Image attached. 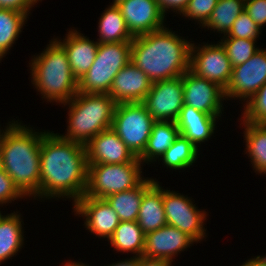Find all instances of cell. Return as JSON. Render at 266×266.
I'll return each mask as SVG.
<instances>
[{
	"label": "cell",
	"instance_id": "6da1fadb",
	"mask_svg": "<svg viewBox=\"0 0 266 266\" xmlns=\"http://www.w3.org/2000/svg\"><path fill=\"white\" fill-rule=\"evenodd\" d=\"M88 164L84 145L54 133L43 132L40 148V194L36 198H69L85 195Z\"/></svg>",
	"mask_w": 266,
	"mask_h": 266
},
{
	"label": "cell",
	"instance_id": "7a4b0ae2",
	"mask_svg": "<svg viewBox=\"0 0 266 266\" xmlns=\"http://www.w3.org/2000/svg\"><path fill=\"white\" fill-rule=\"evenodd\" d=\"M190 42L165 26L134 37L131 62L152 82L180 77L189 70Z\"/></svg>",
	"mask_w": 266,
	"mask_h": 266
},
{
	"label": "cell",
	"instance_id": "3957f363",
	"mask_svg": "<svg viewBox=\"0 0 266 266\" xmlns=\"http://www.w3.org/2000/svg\"><path fill=\"white\" fill-rule=\"evenodd\" d=\"M17 122V123H16ZM0 140V167L26 197L40 194V148L43 132L9 121ZM26 126V127H25Z\"/></svg>",
	"mask_w": 266,
	"mask_h": 266
},
{
	"label": "cell",
	"instance_id": "277c9868",
	"mask_svg": "<svg viewBox=\"0 0 266 266\" xmlns=\"http://www.w3.org/2000/svg\"><path fill=\"white\" fill-rule=\"evenodd\" d=\"M42 53L29 63L31 83L46 102L64 104L78 93V80L74 77L64 48L51 39Z\"/></svg>",
	"mask_w": 266,
	"mask_h": 266
},
{
	"label": "cell",
	"instance_id": "5b68a950",
	"mask_svg": "<svg viewBox=\"0 0 266 266\" xmlns=\"http://www.w3.org/2000/svg\"><path fill=\"white\" fill-rule=\"evenodd\" d=\"M68 125L61 137L86 145L98 133L112 127L116 101L109 94L78 92L67 103Z\"/></svg>",
	"mask_w": 266,
	"mask_h": 266
},
{
	"label": "cell",
	"instance_id": "8992f818",
	"mask_svg": "<svg viewBox=\"0 0 266 266\" xmlns=\"http://www.w3.org/2000/svg\"><path fill=\"white\" fill-rule=\"evenodd\" d=\"M131 61V42L99 43L96 58L78 80V92L108 94L114 77Z\"/></svg>",
	"mask_w": 266,
	"mask_h": 266
},
{
	"label": "cell",
	"instance_id": "52a82bcc",
	"mask_svg": "<svg viewBox=\"0 0 266 266\" xmlns=\"http://www.w3.org/2000/svg\"><path fill=\"white\" fill-rule=\"evenodd\" d=\"M142 165L138 157L128 163L88 164L85 196L105 199L137 187L145 179Z\"/></svg>",
	"mask_w": 266,
	"mask_h": 266
},
{
	"label": "cell",
	"instance_id": "ba28073f",
	"mask_svg": "<svg viewBox=\"0 0 266 266\" xmlns=\"http://www.w3.org/2000/svg\"><path fill=\"white\" fill-rule=\"evenodd\" d=\"M154 123L142 102L119 103L111 128L134 156L139 158L146 149Z\"/></svg>",
	"mask_w": 266,
	"mask_h": 266
},
{
	"label": "cell",
	"instance_id": "9c48e42d",
	"mask_svg": "<svg viewBox=\"0 0 266 266\" xmlns=\"http://www.w3.org/2000/svg\"><path fill=\"white\" fill-rule=\"evenodd\" d=\"M163 204L167 225L176 227L200 243L206 235L205 210L198 209L188 196L163 188Z\"/></svg>",
	"mask_w": 266,
	"mask_h": 266
},
{
	"label": "cell",
	"instance_id": "30bf717a",
	"mask_svg": "<svg viewBox=\"0 0 266 266\" xmlns=\"http://www.w3.org/2000/svg\"><path fill=\"white\" fill-rule=\"evenodd\" d=\"M232 65L225 48L217 44L191 43L189 70L195 75L218 84L224 90L232 75Z\"/></svg>",
	"mask_w": 266,
	"mask_h": 266
},
{
	"label": "cell",
	"instance_id": "8fae6325",
	"mask_svg": "<svg viewBox=\"0 0 266 266\" xmlns=\"http://www.w3.org/2000/svg\"><path fill=\"white\" fill-rule=\"evenodd\" d=\"M183 90L182 76L153 82L142 103L155 122H175L184 106Z\"/></svg>",
	"mask_w": 266,
	"mask_h": 266
},
{
	"label": "cell",
	"instance_id": "7c38bea8",
	"mask_svg": "<svg viewBox=\"0 0 266 266\" xmlns=\"http://www.w3.org/2000/svg\"><path fill=\"white\" fill-rule=\"evenodd\" d=\"M266 83V50L259 49L245 63L232 68L225 99H240L247 102Z\"/></svg>",
	"mask_w": 266,
	"mask_h": 266
},
{
	"label": "cell",
	"instance_id": "4fadbf2b",
	"mask_svg": "<svg viewBox=\"0 0 266 266\" xmlns=\"http://www.w3.org/2000/svg\"><path fill=\"white\" fill-rule=\"evenodd\" d=\"M182 83L184 85V105L209 115L221 116L224 111L222 101L226 100L223 88L195 75L190 70L182 75Z\"/></svg>",
	"mask_w": 266,
	"mask_h": 266
},
{
	"label": "cell",
	"instance_id": "5bb4252c",
	"mask_svg": "<svg viewBox=\"0 0 266 266\" xmlns=\"http://www.w3.org/2000/svg\"><path fill=\"white\" fill-rule=\"evenodd\" d=\"M73 212L84 217L86 230L96 237L107 238L112 236L115 229L121 222L117 213L106 199L82 196L73 204Z\"/></svg>",
	"mask_w": 266,
	"mask_h": 266
},
{
	"label": "cell",
	"instance_id": "9a60e30c",
	"mask_svg": "<svg viewBox=\"0 0 266 266\" xmlns=\"http://www.w3.org/2000/svg\"><path fill=\"white\" fill-rule=\"evenodd\" d=\"M133 37L165 27V15L156 0H126L118 5Z\"/></svg>",
	"mask_w": 266,
	"mask_h": 266
},
{
	"label": "cell",
	"instance_id": "2e32d148",
	"mask_svg": "<svg viewBox=\"0 0 266 266\" xmlns=\"http://www.w3.org/2000/svg\"><path fill=\"white\" fill-rule=\"evenodd\" d=\"M196 241L176 227L165 225L145 234L143 256L173 262L176 256Z\"/></svg>",
	"mask_w": 266,
	"mask_h": 266
},
{
	"label": "cell",
	"instance_id": "e0dca14e",
	"mask_svg": "<svg viewBox=\"0 0 266 266\" xmlns=\"http://www.w3.org/2000/svg\"><path fill=\"white\" fill-rule=\"evenodd\" d=\"M85 148L87 164H120L136 158L112 128L98 133Z\"/></svg>",
	"mask_w": 266,
	"mask_h": 266
},
{
	"label": "cell",
	"instance_id": "ac0fdd59",
	"mask_svg": "<svg viewBox=\"0 0 266 266\" xmlns=\"http://www.w3.org/2000/svg\"><path fill=\"white\" fill-rule=\"evenodd\" d=\"M152 81L131 61L114 77L109 95L119 103L143 102Z\"/></svg>",
	"mask_w": 266,
	"mask_h": 266
},
{
	"label": "cell",
	"instance_id": "d6986e66",
	"mask_svg": "<svg viewBox=\"0 0 266 266\" xmlns=\"http://www.w3.org/2000/svg\"><path fill=\"white\" fill-rule=\"evenodd\" d=\"M65 38H54L66 51L71 71L79 80L92 66L99 46L98 41L89 39L75 29L68 30Z\"/></svg>",
	"mask_w": 266,
	"mask_h": 266
},
{
	"label": "cell",
	"instance_id": "ffe728a7",
	"mask_svg": "<svg viewBox=\"0 0 266 266\" xmlns=\"http://www.w3.org/2000/svg\"><path fill=\"white\" fill-rule=\"evenodd\" d=\"M221 116H213L184 105L175 123L180 135L187 138L197 148L201 143L208 141L215 133L216 121Z\"/></svg>",
	"mask_w": 266,
	"mask_h": 266
},
{
	"label": "cell",
	"instance_id": "44dd1931",
	"mask_svg": "<svg viewBox=\"0 0 266 266\" xmlns=\"http://www.w3.org/2000/svg\"><path fill=\"white\" fill-rule=\"evenodd\" d=\"M145 234L167 225L163 204V188L155 181L144 193L137 218Z\"/></svg>",
	"mask_w": 266,
	"mask_h": 266
},
{
	"label": "cell",
	"instance_id": "7402d4cb",
	"mask_svg": "<svg viewBox=\"0 0 266 266\" xmlns=\"http://www.w3.org/2000/svg\"><path fill=\"white\" fill-rule=\"evenodd\" d=\"M156 181L154 178L145 179L135 188L114 193L106 197L107 202L117 213L120 221H137L142 203L143 193Z\"/></svg>",
	"mask_w": 266,
	"mask_h": 266
},
{
	"label": "cell",
	"instance_id": "603a6c76",
	"mask_svg": "<svg viewBox=\"0 0 266 266\" xmlns=\"http://www.w3.org/2000/svg\"><path fill=\"white\" fill-rule=\"evenodd\" d=\"M22 220L18 211L0 217V265L17 255L20 249L23 248Z\"/></svg>",
	"mask_w": 266,
	"mask_h": 266
},
{
	"label": "cell",
	"instance_id": "cb8c5ba5",
	"mask_svg": "<svg viewBox=\"0 0 266 266\" xmlns=\"http://www.w3.org/2000/svg\"><path fill=\"white\" fill-rule=\"evenodd\" d=\"M179 129L174 121L155 122L145 151L139 160L147 165L160 159L164 152L174 143L179 136ZM149 163V164H148Z\"/></svg>",
	"mask_w": 266,
	"mask_h": 266
},
{
	"label": "cell",
	"instance_id": "d4e9b609",
	"mask_svg": "<svg viewBox=\"0 0 266 266\" xmlns=\"http://www.w3.org/2000/svg\"><path fill=\"white\" fill-rule=\"evenodd\" d=\"M243 124V125H242ZM244 126L246 153L250 157L253 170L266 175V124H255L241 120Z\"/></svg>",
	"mask_w": 266,
	"mask_h": 266
},
{
	"label": "cell",
	"instance_id": "484cf974",
	"mask_svg": "<svg viewBox=\"0 0 266 266\" xmlns=\"http://www.w3.org/2000/svg\"><path fill=\"white\" fill-rule=\"evenodd\" d=\"M98 43L132 42L125 19L118 6L109 5L101 14L98 23Z\"/></svg>",
	"mask_w": 266,
	"mask_h": 266
},
{
	"label": "cell",
	"instance_id": "4316f807",
	"mask_svg": "<svg viewBox=\"0 0 266 266\" xmlns=\"http://www.w3.org/2000/svg\"><path fill=\"white\" fill-rule=\"evenodd\" d=\"M108 242L117 252L140 257L144 253L145 233L137 221H121Z\"/></svg>",
	"mask_w": 266,
	"mask_h": 266
},
{
	"label": "cell",
	"instance_id": "83f0119b",
	"mask_svg": "<svg viewBox=\"0 0 266 266\" xmlns=\"http://www.w3.org/2000/svg\"><path fill=\"white\" fill-rule=\"evenodd\" d=\"M28 17L24 12L0 8V61L13 47Z\"/></svg>",
	"mask_w": 266,
	"mask_h": 266
},
{
	"label": "cell",
	"instance_id": "f1b7e54d",
	"mask_svg": "<svg viewBox=\"0 0 266 266\" xmlns=\"http://www.w3.org/2000/svg\"><path fill=\"white\" fill-rule=\"evenodd\" d=\"M245 9V0H218L209 19L202 26L226 35Z\"/></svg>",
	"mask_w": 266,
	"mask_h": 266
},
{
	"label": "cell",
	"instance_id": "f546056e",
	"mask_svg": "<svg viewBox=\"0 0 266 266\" xmlns=\"http://www.w3.org/2000/svg\"><path fill=\"white\" fill-rule=\"evenodd\" d=\"M198 152V148L192 142L179 134L158 162L162 161L167 169L184 170L195 163L200 155Z\"/></svg>",
	"mask_w": 266,
	"mask_h": 266
},
{
	"label": "cell",
	"instance_id": "4dcf8cb0",
	"mask_svg": "<svg viewBox=\"0 0 266 266\" xmlns=\"http://www.w3.org/2000/svg\"><path fill=\"white\" fill-rule=\"evenodd\" d=\"M219 41L225 48L226 54L230 59L232 67L245 63L249 60L257 51V40L242 39L233 37H221Z\"/></svg>",
	"mask_w": 266,
	"mask_h": 266
},
{
	"label": "cell",
	"instance_id": "1f68e13d",
	"mask_svg": "<svg viewBox=\"0 0 266 266\" xmlns=\"http://www.w3.org/2000/svg\"><path fill=\"white\" fill-rule=\"evenodd\" d=\"M245 104L242 121L266 124V83Z\"/></svg>",
	"mask_w": 266,
	"mask_h": 266
},
{
	"label": "cell",
	"instance_id": "d6a6232c",
	"mask_svg": "<svg viewBox=\"0 0 266 266\" xmlns=\"http://www.w3.org/2000/svg\"><path fill=\"white\" fill-rule=\"evenodd\" d=\"M261 32V28L243 11L235 20L229 32L223 37L256 40Z\"/></svg>",
	"mask_w": 266,
	"mask_h": 266
},
{
	"label": "cell",
	"instance_id": "836d02e7",
	"mask_svg": "<svg viewBox=\"0 0 266 266\" xmlns=\"http://www.w3.org/2000/svg\"><path fill=\"white\" fill-rule=\"evenodd\" d=\"M218 0H189L186 8L180 14L188 19H194L197 24L202 26L207 22Z\"/></svg>",
	"mask_w": 266,
	"mask_h": 266
},
{
	"label": "cell",
	"instance_id": "e575fe53",
	"mask_svg": "<svg viewBox=\"0 0 266 266\" xmlns=\"http://www.w3.org/2000/svg\"><path fill=\"white\" fill-rule=\"evenodd\" d=\"M25 197L14 185L12 179L0 167V205L12 203L17 199Z\"/></svg>",
	"mask_w": 266,
	"mask_h": 266
},
{
	"label": "cell",
	"instance_id": "d590c367",
	"mask_svg": "<svg viewBox=\"0 0 266 266\" xmlns=\"http://www.w3.org/2000/svg\"><path fill=\"white\" fill-rule=\"evenodd\" d=\"M244 11L262 29L266 24V0H245Z\"/></svg>",
	"mask_w": 266,
	"mask_h": 266
},
{
	"label": "cell",
	"instance_id": "8d00e7d4",
	"mask_svg": "<svg viewBox=\"0 0 266 266\" xmlns=\"http://www.w3.org/2000/svg\"><path fill=\"white\" fill-rule=\"evenodd\" d=\"M36 3V0H0V8L17 10L30 16V11Z\"/></svg>",
	"mask_w": 266,
	"mask_h": 266
},
{
	"label": "cell",
	"instance_id": "74e56055",
	"mask_svg": "<svg viewBox=\"0 0 266 266\" xmlns=\"http://www.w3.org/2000/svg\"><path fill=\"white\" fill-rule=\"evenodd\" d=\"M160 11L166 15L170 10L181 14L187 6L189 0H156ZM170 9V10H169Z\"/></svg>",
	"mask_w": 266,
	"mask_h": 266
},
{
	"label": "cell",
	"instance_id": "f35d334b",
	"mask_svg": "<svg viewBox=\"0 0 266 266\" xmlns=\"http://www.w3.org/2000/svg\"><path fill=\"white\" fill-rule=\"evenodd\" d=\"M138 266H172V262L165 259L138 257Z\"/></svg>",
	"mask_w": 266,
	"mask_h": 266
},
{
	"label": "cell",
	"instance_id": "ab89813d",
	"mask_svg": "<svg viewBox=\"0 0 266 266\" xmlns=\"http://www.w3.org/2000/svg\"><path fill=\"white\" fill-rule=\"evenodd\" d=\"M241 266H266V254L246 260Z\"/></svg>",
	"mask_w": 266,
	"mask_h": 266
},
{
	"label": "cell",
	"instance_id": "60d3db41",
	"mask_svg": "<svg viewBox=\"0 0 266 266\" xmlns=\"http://www.w3.org/2000/svg\"><path fill=\"white\" fill-rule=\"evenodd\" d=\"M108 266H138V257L131 256L129 259H123V261H118L117 263H113Z\"/></svg>",
	"mask_w": 266,
	"mask_h": 266
},
{
	"label": "cell",
	"instance_id": "b9f144b4",
	"mask_svg": "<svg viewBox=\"0 0 266 266\" xmlns=\"http://www.w3.org/2000/svg\"><path fill=\"white\" fill-rule=\"evenodd\" d=\"M64 266H90L89 264H85V263H82V262H67Z\"/></svg>",
	"mask_w": 266,
	"mask_h": 266
},
{
	"label": "cell",
	"instance_id": "7bdbcfd3",
	"mask_svg": "<svg viewBox=\"0 0 266 266\" xmlns=\"http://www.w3.org/2000/svg\"><path fill=\"white\" fill-rule=\"evenodd\" d=\"M126 0H113V4L111 3L112 6H118L122 2H125Z\"/></svg>",
	"mask_w": 266,
	"mask_h": 266
},
{
	"label": "cell",
	"instance_id": "ee69618b",
	"mask_svg": "<svg viewBox=\"0 0 266 266\" xmlns=\"http://www.w3.org/2000/svg\"><path fill=\"white\" fill-rule=\"evenodd\" d=\"M3 132H4V129L3 130L0 129V140H1V137H2Z\"/></svg>",
	"mask_w": 266,
	"mask_h": 266
}]
</instances>
